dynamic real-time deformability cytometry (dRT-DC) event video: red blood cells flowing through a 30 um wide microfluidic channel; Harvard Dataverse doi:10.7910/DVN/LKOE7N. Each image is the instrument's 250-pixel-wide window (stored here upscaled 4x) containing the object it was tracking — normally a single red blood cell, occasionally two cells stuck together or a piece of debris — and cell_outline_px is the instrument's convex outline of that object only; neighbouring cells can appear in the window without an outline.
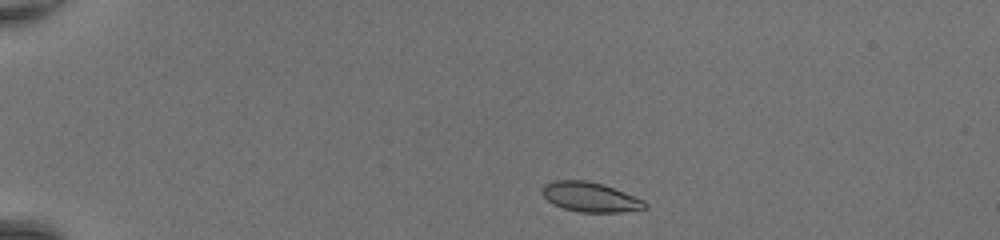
{"species": "common noctule bat (a hibernating species)", "species_latin": "Nyctalus noctula", "temperature_condition": "room temperature", "stored_images_in_passage": 40, "camera_frame_rate_fps": 3000, "um_per_image_px": 0.085, "animal": {"sex": "female", "body_mass_g": 20.0, "forearm_length_mm": 54.0}, "frame": {"image": 1, "passage_image": 2, "time_ms": 0.333, "image_size_px": [1000, 240], "cell_outline_px": [[648, 208], [620, 212], [580, 212], [564, 208], [552, 204], [540, 192], [544, 184], [552, 180], [588, 180], [624, 192], [644, 200], [648, 204]], "centroid_in_image_um": [50.15, 16.75], "position_along_channel_um": 34.9, "area_um2": 17.74}}
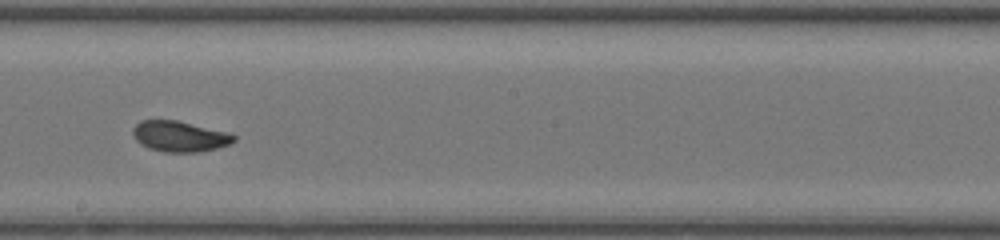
{"frame": {"image": 2, "passage_image": 21, "time_ms": 6.667, "image_size_px": [1000, 240], "cell_outline_px": [[236, 140], [228, 144], [216, 148], [200, 152], [164, 152], [148, 148], [140, 144], [136, 140], [132, 132], [132, 128], [140, 120], [176, 120], [224, 132], [236, 136]], "centroid_in_image_um": [15.21, 11.6], "position_along_channel_um": 233.0, "area_um2": 17.86}}
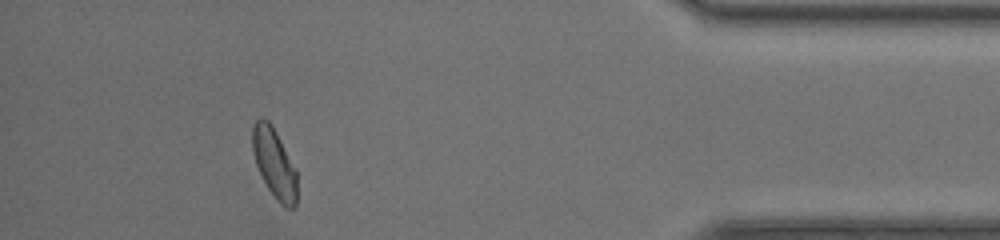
{"frame": {"image": 3, "passage_image": 36, "time_ms": 11.667, "image_size_px": [1000, 240], "cell_outline_px": [[296, 208], [284, 208], [276, 200], [268, 188], [256, 164], [252, 152], [252, 124], [260, 116], [264, 116], [272, 124], [296, 168]], "centroid_in_image_um": [23.31, 13.84], "position_along_channel_um": 411.9, "area_um2": 18.32}, "authors_computed_cell_mechanics": {"area_um2": 18.207, "velocity_mm_per_s": 4.3988, "shape_relaxation_time_tau1_ms": 3.2752, "shape_relaxation_time_tau2_ms": 0.9715, "deformation_change_tau1": 0.1286, "deformation_change_tau2": 0.0482}}